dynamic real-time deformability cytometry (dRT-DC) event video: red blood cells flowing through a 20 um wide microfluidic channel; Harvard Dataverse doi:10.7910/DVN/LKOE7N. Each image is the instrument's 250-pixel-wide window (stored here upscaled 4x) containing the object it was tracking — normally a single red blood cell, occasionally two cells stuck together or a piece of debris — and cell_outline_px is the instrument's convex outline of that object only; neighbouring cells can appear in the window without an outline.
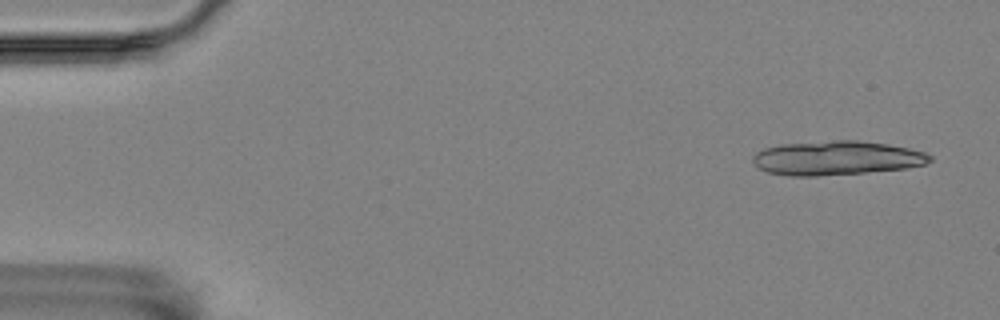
{"species": "Egyptian fruit bat (a non-hibernating species)", "species_latin": "Rousettus aegyptiacus", "temperature_condition": "room temperature", "stored_images_in_passage": 6, "camera_frame_rate_fps": 3000, "um_per_image_px": 0.085, "animal": {"sex": "female"}, "frame": {"image": 1, "passage_image": 2, "time_ms": 0.333, "image_size_px": [1000, 320], "cell_outline_px": [[932, 160], [924, 164], [908, 168], [864, 172], [816, 176], [792, 176], [768, 172], [760, 168], [752, 160], [752, 156], [756, 152], [764, 148], [780, 144], [832, 140], [856, 140], [888, 144], [908, 148], [924, 152], [932, 156]], "centroid_in_image_um": [71.1, 13.42], "position_along_channel_um": 13.9, "area_um2": 35.14}}